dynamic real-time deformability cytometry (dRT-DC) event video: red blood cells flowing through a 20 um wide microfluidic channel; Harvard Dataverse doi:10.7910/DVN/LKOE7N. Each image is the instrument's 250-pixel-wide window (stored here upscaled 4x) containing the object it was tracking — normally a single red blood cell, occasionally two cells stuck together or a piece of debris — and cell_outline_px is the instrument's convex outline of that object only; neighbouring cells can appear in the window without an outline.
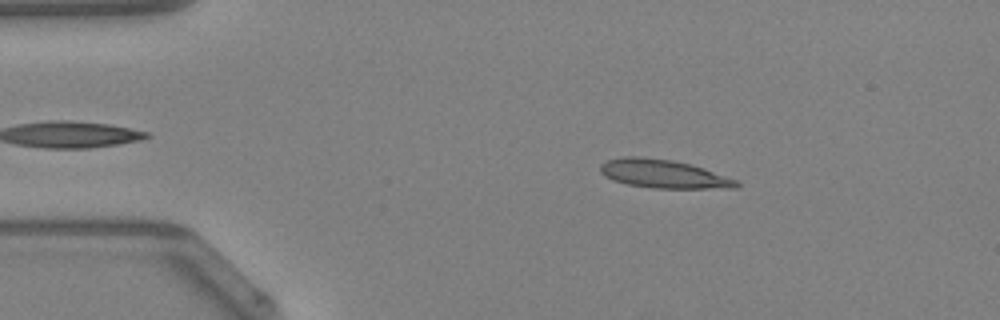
{"species": "Egyptian fruit bat (a non-hibernating species)", "species_latin": "Rousettus aegyptiacus", "temperature_condition": "warm", "stored_images_in_passage": 41, "camera_frame_rate_fps": 3000, "um_per_image_px": 0.085, "animal": {"sex": "female"}, "frame": {"image": 1, "passage_image": 8, "time_ms": 2.333, "image_size_px": [1000, 320], "cell_outline_px": [[740, 184], [736, 188], [652, 188], [628, 184], [612, 180], [604, 176], [600, 172], [600, 164], [604, 160], [624, 156], [640, 156], [672, 160], [704, 168], [740, 180]], "centroid_in_image_um": [56.39, 14.77], "position_along_channel_um": 28.6, "area_um2": 22.83}}
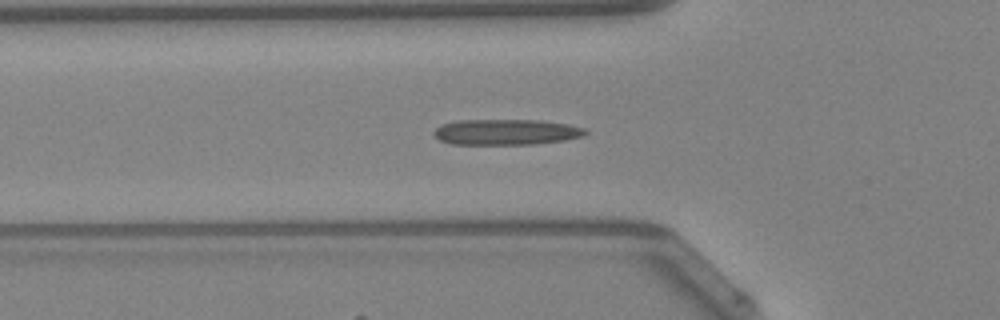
{"frame": {"image": 2, "passage_image": 16, "time_ms": 5.0, "image_size_px": [1000, 320], "cell_outline_px": [[588, 132], [584, 136], [564, 140], [536, 144], [452, 144], [440, 140], [432, 132], [440, 124], [456, 120], [540, 120], [568, 124], [584, 128]], "centroid_in_image_um": [43.02, 11.22], "position_along_channel_um": 82.8, "area_um2": 22.77}, "authors_computed_cell_mechanics": {"area_um2": 21.6172, "velocity_mm_per_s": 4.2602, "shape_relaxation_time_tau1_ms": 11.1062, "shape_relaxation_time_tau2_ms": 5.7142, "deformation_change_tau1": 0.2727, "deformation_change_tau2": 0.1681}}